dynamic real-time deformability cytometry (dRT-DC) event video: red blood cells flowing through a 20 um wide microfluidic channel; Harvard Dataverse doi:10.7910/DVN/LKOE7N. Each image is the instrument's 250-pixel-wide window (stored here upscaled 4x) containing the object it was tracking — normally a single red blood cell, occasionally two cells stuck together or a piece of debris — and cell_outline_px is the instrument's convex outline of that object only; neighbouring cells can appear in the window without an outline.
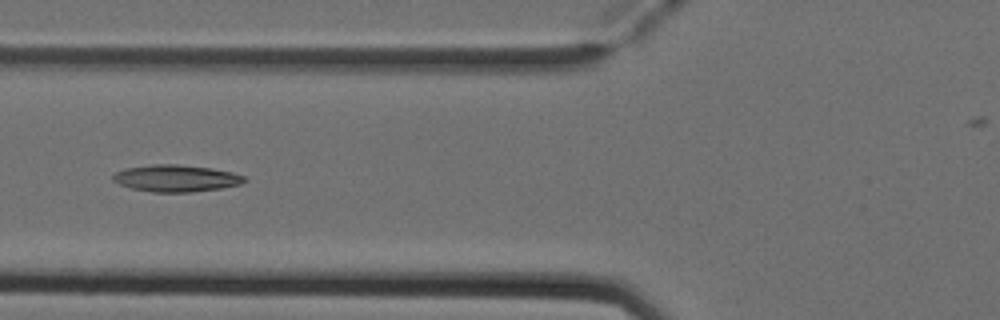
{"species": "Egyptian fruit bat (a non-hibernating species)", "species_latin": "Rousettus aegyptiacus", "temperature_condition": "cold", "stored_images_in_passage": 6, "camera_frame_rate_fps": 3000, "um_per_image_px": 0.085, "animal": {"sex": "female"}, "frame": {"image": 1, "passage_image": 5, "time_ms": 1.333, "image_size_px": [1000, 320], "cell_outline_px": [[248, 180], [240, 184], [220, 188], [188, 192], [152, 192], [132, 188], [120, 184], [112, 180], [112, 176], [116, 172], [128, 168], [152, 164], [176, 164], [212, 168], [232, 172], [244, 176]], "centroid_in_image_um": [14.98, 15.15], "position_along_channel_um": 110.8, "area_um2": 20.4}}
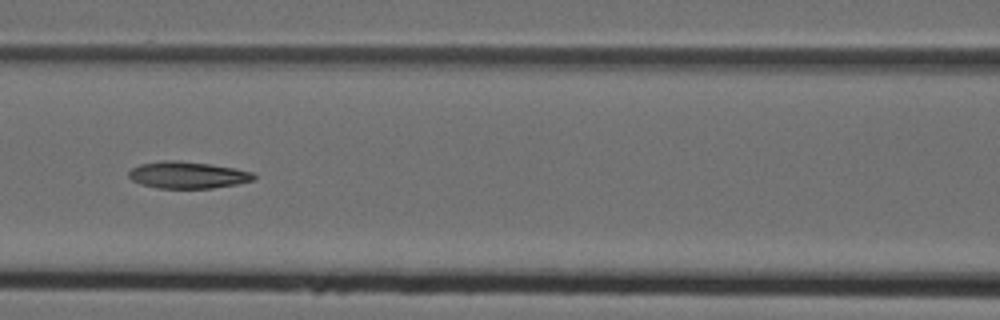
{"frame": {"image": 2, "passage_image": 6, "time_ms": 1.667, "image_size_px": [1000, 320], "cell_outline_px": [[256, 180], [236, 184], [212, 188], [156, 188], [140, 184], [132, 180], [128, 176], [128, 172], [132, 168], [140, 164], [164, 160], [176, 160], [208, 164], [236, 168], [252, 172], [256, 176]], "centroid_in_image_um": [15.95, 14.88], "position_along_channel_um": 150.7, "area_um2": 19.59}}